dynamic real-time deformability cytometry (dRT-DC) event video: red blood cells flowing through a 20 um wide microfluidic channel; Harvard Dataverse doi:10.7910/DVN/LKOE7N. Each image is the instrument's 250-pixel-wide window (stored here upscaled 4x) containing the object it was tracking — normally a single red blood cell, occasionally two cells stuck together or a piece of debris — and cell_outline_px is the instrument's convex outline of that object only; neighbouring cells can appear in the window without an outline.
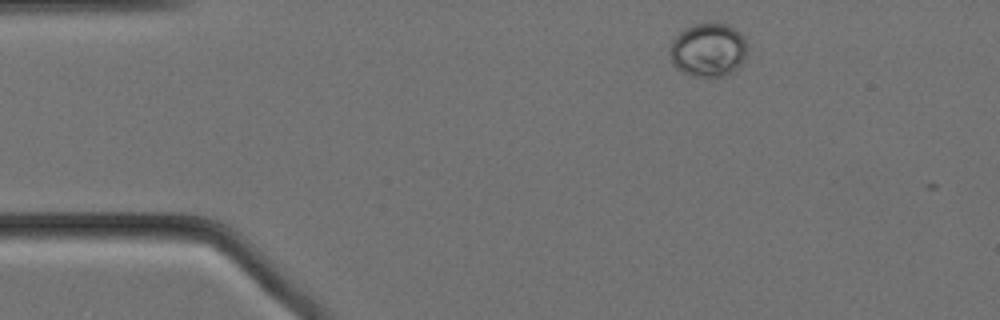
{"species": "Egyptian fruit bat (a non-hibernating species)", "species_latin": "Rousettus aegyptiacus", "temperature_condition": "cold", "stored_images_in_passage": 5, "camera_frame_rate_fps": 3000, "um_per_image_px": 0.085, "animal": {"sex": "female"}, "frame": {"image": 1, "passage_image": 1, "time_ms": 0.0, "image_size_px": [1000, 320], "cell_outline_px": [[748, 48], [744, 60], [736, 72], [724, 76], [692, 76], [680, 72], [672, 64], [668, 52], [672, 40], [684, 28], [696, 24], [728, 24], [740, 32], [744, 36]], "centroid_in_image_um": [60.2, 4.27], "position_along_channel_um": 24.8, "area_um2": 24.68}}